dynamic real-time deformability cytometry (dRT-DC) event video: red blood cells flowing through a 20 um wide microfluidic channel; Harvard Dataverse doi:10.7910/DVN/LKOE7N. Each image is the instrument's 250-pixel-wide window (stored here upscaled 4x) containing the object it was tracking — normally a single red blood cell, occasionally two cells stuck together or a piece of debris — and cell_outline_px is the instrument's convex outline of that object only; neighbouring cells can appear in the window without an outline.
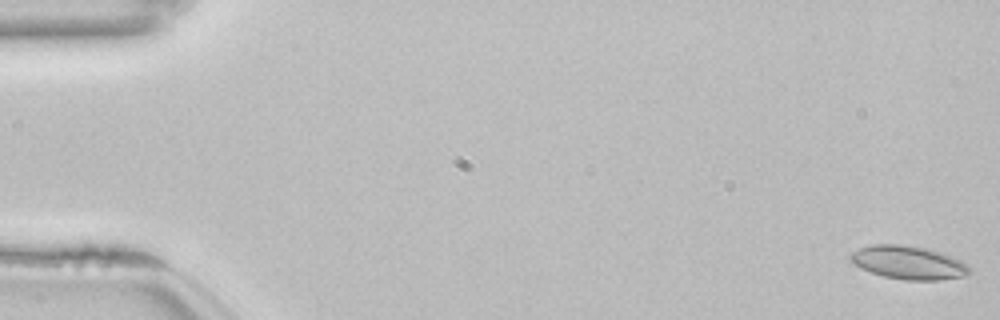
{"species": "common noctule bat (a hibernating species)", "species_latin": "Nyctalus noctula", "temperature_condition": "room temperature", "stored_images_in_passage": 54, "camera_frame_rate_fps": 3000, "um_per_image_px": 0.085, "animal": {"sex": "female", "body_mass_g": 22.7, "forearm_length_mm": 54.2}, "frame": {"image": 1, "passage_image": 1, "time_ms": 0.0, "image_size_px": [1000, 320], "cell_outline_px": [[972, 272], [964, 276], [940, 280], [904, 280], [884, 276], [860, 268], [848, 260], [848, 256], [852, 252], [860, 248], [872, 244], [904, 244], [924, 248], [940, 252], [952, 256], [968, 264]], "centroid_in_image_um": [77.21, 22.31], "position_along_channel_um": 7.8, "area_um2": 23.29}}
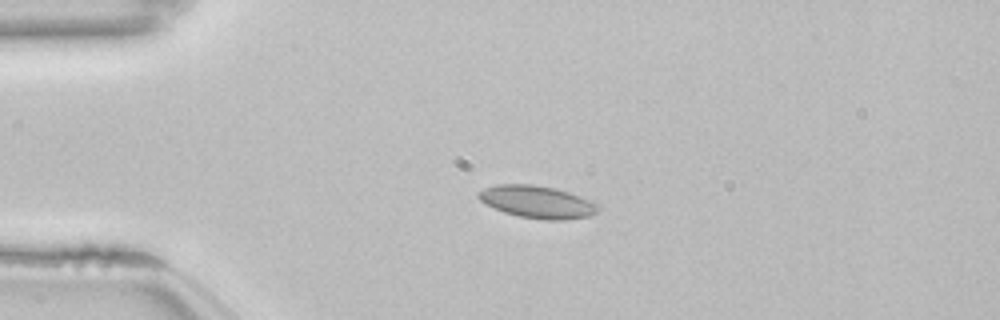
{"frame": {"image": 2, "passage_image": 13, "time_ms": 4.0, "image_size_px": [1000, 320], "cell_outline_px": [[600, 208], [596, 212], [588, 216], [564, 220], [544, 220], [520, 216], [504, 212], [484, 204], [476, 196], [476, 192], [484, 188], [496, 184], [532, 184], [556, 188], [580, 196], [600, 204]], "centroid_in_image_um": [45.64, 17.15], "position_along_channel_um": 39.4, "area_um2": 22.77}}
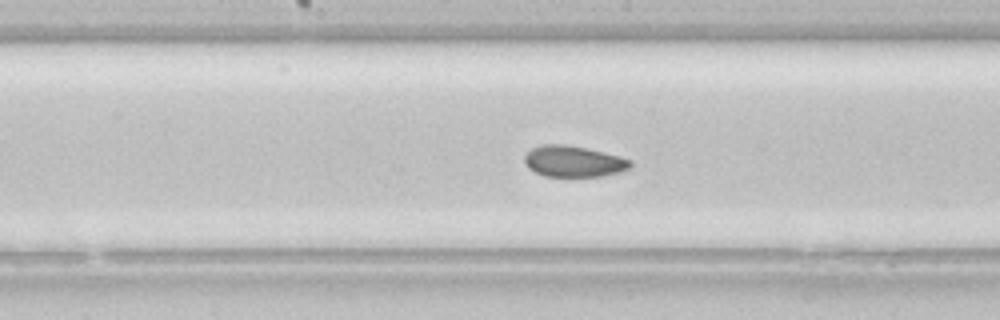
{"frame": {"image": 3, "passage_image": 28, "time_ms": 9.0, "image_size_px": [1000, 320], "cell_outline_px": [[632, 164], [628, 168], [620, 172], [600, 176], [544, 176], [528, 168], [524, 160], [524, 156], [532, 148], [540, 144], [564, 144], [604, 152], [620, 156], [632, 160]], "centroid_in_image_um": [48.74, 13.71], "position_along_channel_um": 199.5, "area_um2": 19.13}, "authors_computed_cell_mechanics": {"area_um2": 21.0392, "velocity_mm_per_s": 3.8284, "shape_relaxation_time_tau1_ms": 8.0869, "shape_relaxation_time_tau2_ms": 1.2696, "deformation_change_tau1": 0.1108, "deformation_change_tau2": 0.05}}